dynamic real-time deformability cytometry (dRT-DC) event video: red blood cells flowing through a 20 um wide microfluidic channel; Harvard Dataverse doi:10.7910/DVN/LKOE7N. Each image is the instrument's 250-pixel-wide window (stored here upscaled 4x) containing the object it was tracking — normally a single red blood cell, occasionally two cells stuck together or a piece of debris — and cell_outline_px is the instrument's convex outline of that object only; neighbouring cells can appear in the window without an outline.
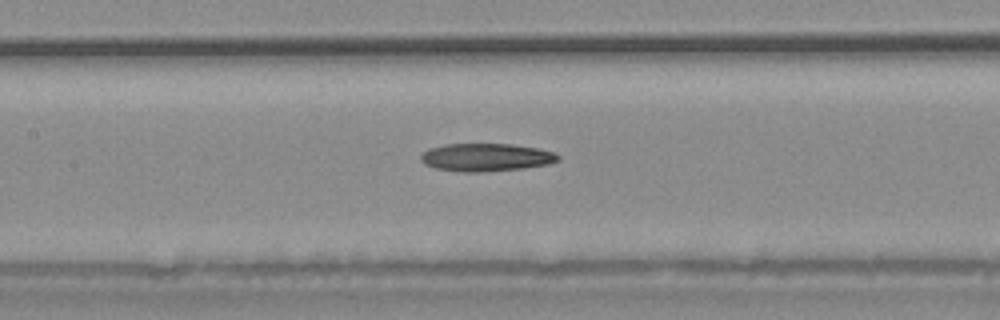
{"species": "common noctule bat (a hibernating species)", "species_latin": "Nyctalus noctula", "temperature_condition": "warm", "stored_images_in_passage": 36, "camera_frame_rate_fps": 3000, "um_per_image_px": 0.085, "animal": {"sex": "male", "body_mass_g": 20.4}, "frame": {"image": 1, "passage_image": 16, "time_ms": 5.0, "image_size_px": [1000, 320], "cell_outline_px": [[560, 160], [548, 164], [524, 168], [476, 172], [464, 172], [436, 168], [424, 164], [420, 160], [420, 156], [428, 148], [444, 144], [512, 144], [540, 148], [556, 152], [560, 156]], "centroid_in_image_um": [41.34, 13.36], "position_along_channel_um": 166.1, "area_um2": 22.43}}